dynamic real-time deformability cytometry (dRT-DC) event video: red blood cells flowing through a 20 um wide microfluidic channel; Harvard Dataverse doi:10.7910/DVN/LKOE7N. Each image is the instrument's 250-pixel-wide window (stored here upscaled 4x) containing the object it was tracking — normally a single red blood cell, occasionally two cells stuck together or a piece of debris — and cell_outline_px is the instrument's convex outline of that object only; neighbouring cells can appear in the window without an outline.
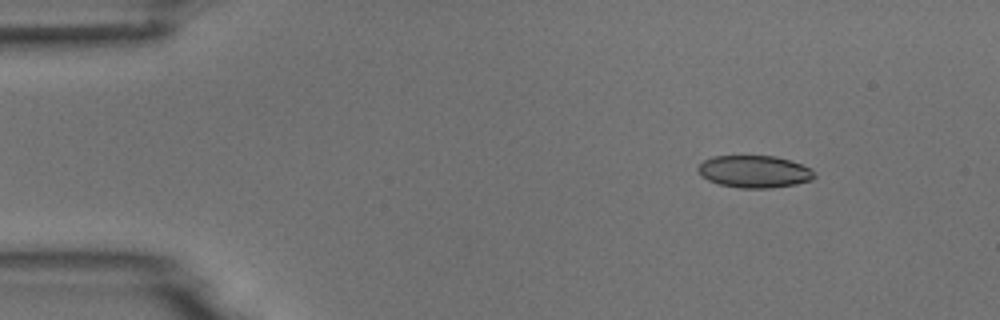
{"species": "common noctule bat (a hibernating species)", "species_latin": "Nyctalus noctula", "temperature_condition": "room temperature", "stored_images_in_passage": 6, "segment_of_instrument_passage": [2, 2], "camera_frame_rate_fps": 3000, "um_per_image_px": 0.085, "animal": {"sex": "male", "body_mass_g": 18.8}, "frame": {"image": 1, "passage_image": 6, "time_ms": 7.0, "image_size_px": [1000, 320], "cell_outline_px": [[816, 176], [812, 180], [796, 184], [768, 188], [740, 188], [720, 184], [708, 180], [700, 176], [696, 168], [704, 160], [712, 156], [776, 156], [812, 168], [816, 172]], "centroid_in_image_um": [64.12, 14.58], "position_along_channel_um": 20.9, "area_um2": 21.96}}